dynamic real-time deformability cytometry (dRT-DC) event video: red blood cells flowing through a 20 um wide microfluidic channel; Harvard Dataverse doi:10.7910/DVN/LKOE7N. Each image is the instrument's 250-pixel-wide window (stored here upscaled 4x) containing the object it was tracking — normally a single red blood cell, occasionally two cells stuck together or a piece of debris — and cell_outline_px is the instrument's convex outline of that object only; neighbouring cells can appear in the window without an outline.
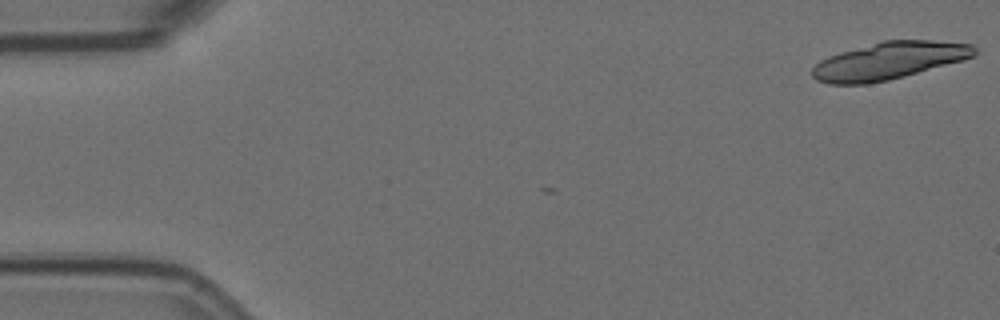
{"species": "Egyptian fruit bat (a non-hibernating species)", "species_latin": "Rousettus aegyptiacus", "temperature_condition": "room temperature", "stored_images_in_passage": 2, "camera_frame_rate_fps": 3000, "um_per_image_px": 0.085, "animal": {"sex": "female"}, "frame": {"image": 1, "passage_image": 1, "time_ms": 0.0, "image_size_px": [1000, 320], "cell_outline_px": [[980, 52], [976, 56], [964, 60], [904, 76], [888, 80], [868, 84], [828, 84], [816, 80], [812, 76], [812, 68], [820, 60], [828, 56], [840, 52], [884, 40], [932, 40], [972, 44]], "centroid_in_image_um": [75.59, 5.16], "position_along_channel_um": 9.4, "area_um2": 35.43}}